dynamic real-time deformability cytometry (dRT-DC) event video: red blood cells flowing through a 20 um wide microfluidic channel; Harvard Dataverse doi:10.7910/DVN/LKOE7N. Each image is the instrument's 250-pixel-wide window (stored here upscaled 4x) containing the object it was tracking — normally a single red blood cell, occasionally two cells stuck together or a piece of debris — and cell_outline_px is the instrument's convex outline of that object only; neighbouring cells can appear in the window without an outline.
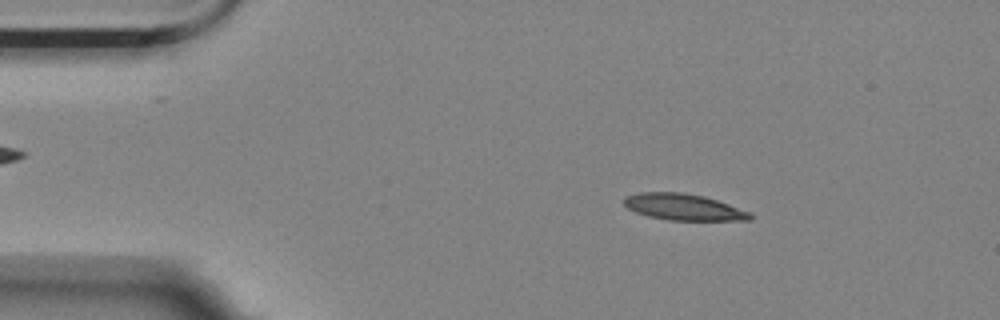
{"species": "Egyptian fruit bat (a non-hibernating species)", "species_latin": "Rousettus aegyptiacus", "temperature_condition": "room temperature", "stored_images_in_passage": 54, "camera_frame_rate_fps": 3000, "um_per_image_px": 0.085, "animal": {"sex": "female"}, "frame": {"image": 1, "passage_image": 7, "time_ms": 2.0, "image_size_px": [1000, 320], "cell_outline_px": [[752, 220], [668, 220], [648, 216], [636, 212], [628, 208], [624, 204], [624, 196], [640, 192], [684, 192], [704, 196], [752, 212]], "centroid_in_image_um": [58.1, 17.59], "position_along_channel_um": 26.9, "area_um2": 19.42}}
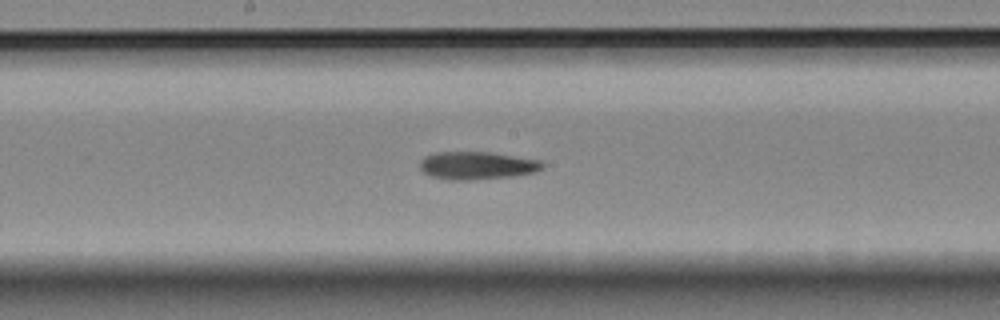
{"frame": {"image": 2, "passage_image": 27, "time_ms": 8.667, "image_size_px": [1000, 320], "cell_outline_px": [[544, 168], [536, 172], [512, 176], [468, 180], [444, 180], [432, 176], [424, 172], [420, 168], [420, 160], [424, 156], [432, 152], [492, 152], [540, 160], [544, 164]], "centroid_in_image_um": [40.53, 14.06], "position_along_channel_um": 207.7, "area_um2": 20.06}}
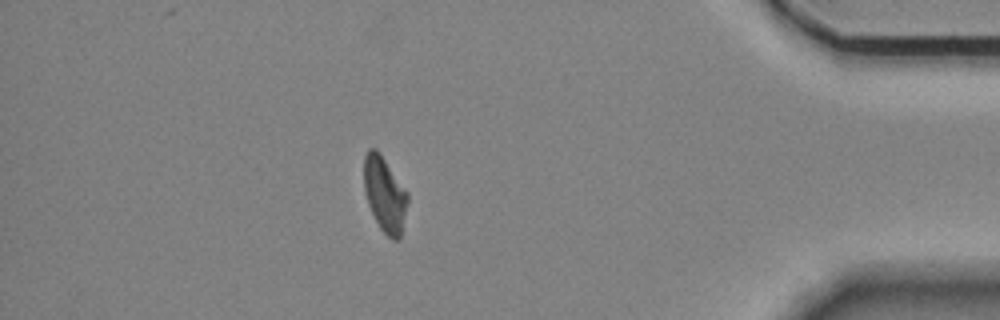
{"frame": {"image": 3, "passage_image": 47, "time_ms": 15.333, "image_size_px": [1000, 320], "cell_outline_px": [[408, 204], [400, 240], [392, 240], [380, 228], [368, 204], [364, 188], [364, 156], [368, 148], [376, 148], [380, 152], [408, 192]], "centroid_in_image_um": [32.72, 16.5], "position_along_channel_um": 402.5, "area_um2": 19.31}}